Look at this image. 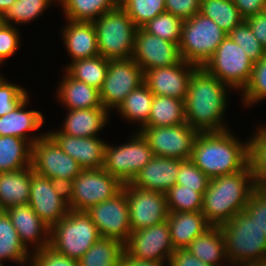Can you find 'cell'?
Wrapping results in <instances>:
<instances>
[{"instance_id": "6da1fadb", "label": "cell", "mask_w": 266, "mask_h": 266, "mask_svg": "<svg viewBox=\"0 0 266 266\" xmlns=\"http://www.w3.org/2000/svg\"><path fill=\"white\" fill-rule=\"evenodd\" d=\"M227 85L198 67L191 75L184 100L186 123L200 132L227 130L221 125Z\"/></svg>"}, {"instance_id": "7a4b0ae2", "label": "cell", "mask_w": 266, "mask_h": 266, "mask_svg": "<svg viewBox=\"0 0 266 266\" xmlns=\"http://www.w3.org/2000/svg\"><path fill=\"white\" fill-rule=\"evenodd\" d=\"M238 142L228 130L200 132L190 160L210 179L237 173L248 166V144Z\"/></svg>"}, {"instance_id": "3957f363", "label": "cell", "mask_w": 266, "mask_h": 266, "mask_svg": "<svg viewBox=\"0 0 266 266\" xmlns=\"http://www.w3.org/2000/svg\"><path fill=\"white\" fill-rule=\"evenodd\" d=\"M254 189L249 166L234 174L212 178L203 195L201 212L211 226H221L246 208Z\"/></svg>"}, {"instance_id": "277c9868", "label": "cell", "mask_w": 266, "mask_h": 266, "mask_svg": "<svg viewBox=\"0 0 266 266\" xmlns=\"http://www.w3.org/2000/svg\"><path fill=\"white\" fill-rule=\"evenodd\" d=\"M219 227L231 262L245 265L266 260V235L244 211Z\"/></svg>"}, {"instance_id": "5b68a950", "label": "cell", "mask_w": 266, "mask_h": 266, "mask_svg": "<svg viewBox=\"0 0 266 266\" xmlns=\"http://www.w3.org/2000/svg\"><path fill=\"white\" fill-rule=\"evenodd\" d=\"M92 23L100 56L108 60L132 58L137 27L121 6L104 13Z\"/></svg>"}, {"instance_id": "8992f818", "label": "cell", "mask_w": 266, "mask_h": 266, "mask_svg": "<svg viewBox=\"0 0 266 266\" xmlns=\"http://www.w3.org/2000/svg\"><path fill=\"white\" fill-rule=\"evenodd\" d=\"M49 246L57 253L79 260L101 236L86 212L72 211L50 228Z\"/></svg>"}, {"instance_id": "52a82bcc", "label": "cell", "mask_w": 266, "mask_h": 266, "mask_svg": "<svg viewBox=\"0 0 266 266\" xmlns=\"http://www.w3.org/2000/svg\"><path fill=\"white\" fill-rule=\"evenodd\" d=\"M227 35L213 20L197 13L183 22L179 42L182 60L203 67Z\"/></svg>"}, {"instance_id": "ba28073f", "label": "cell", "mask_w": 266, "mask_h": 266, "mask_svg": "<svg viewBox=\"0 0 266 266\" xmlns=\"http://www.w3.org/2000/svg\"><path fill=\"white\" fill-rule=\"evenodd\" d=\"M124 184L116 177L100 169H83L67 186L69 208L86 212L92 206L115 197Z\"/></svg>"}, {"instance_id": "9c48e42d", "label": "cell", "mask_w": 266, "mask_h": 266, "mask_svg": "<svg viewBox=\"0 0 266 266\" xmlns=\"http://www.w3.org/2000/svg\"><path fill=\"white\" fill-rule=\"evenodd\" d=\"M40 136L32 144L33 171L67 187L83 169L48 133Z\"/></svg>"}, {"instance_id": "30bf717a", "label": "cell", "mask_w": 266, "mask_h": 266, "mask_svg": "<svg viewBox=\"0 0 266 266\" xmlns=\"http://www.w3.org/2000/svg\"><path fill=\"white\" fill-rule=\"evenodd\" d=\"M253 64L242 47L227 35L203 68L224 84L244 91L250 80Z\"/></svg>"}, {"instance_id": "8fae6325", "label": "cell", "mask_w": 266, "mask_h": 266, "mask_svg": "<svg viewBox=\"0 0 266 266\" xmlns=\"http://www.w3.org/2000/svg\"><path fill=\"white\" fill-rule=\"evenodd\" d=\"M154 157L148 141L140 132L130 143L113 148L105 144L104 170L123 184L130 183Z\"/></svg>"}, {"instance_id": "7c38bea8", "label": "cell", "mask_w": 266, "mask_h": 266, "mask_svg": "<svg viewBox=\"0 0 266 266\" xmlns=\"http://www.w3.org/2000/svg\"><path fill=\"white\" fill-rule=\"evenodd\" d=\"M28 205L51 228L70 211L67 187L39 175L32 168Z\"/></svg>"}, {"instance_id": "4fadbf2b", "label": "cell", "mask_w": 266, "mask_h": 266, "mask_svg": "<svg viewBox=\"0 0 266 266\" xmlns=\"http://www.w3.org/2000/svg\"><path fill=\"white\" fill-rule=\"evenodd\" d=\"M144 83V71L132 58L109 60L102 87L99 89L103 107L118 108L125 97Z\"/></svg>"}, {"instance_id": "5bb4252c", "label": "cell", "mask_w": 266, "mask_h": 266, "mask_svg": "<svg viewBox=\"0 0 266 266\" xmlns=\"http://www.w3.org/2000/svg\"><path fill=\"white\" fill-rule=\"evenodd\" d=\"M139 132L148 141L154 156L189 160L198 132L187 123L175 126L142 127Z\"/></svg>"}, {"instance_id": "9a60e30c", "label": "cell", "mask_w": 266, "mask_h": 266, "mask_svg": "<svg viewBox=\"0 0 266 266\" xmlns=\"http://www.w3.org/2000/svg\"><path fill=\"white\" fill-rule=\"evenodd\" d=\"M123 190L126 192L132 232L167 220L169 210L165 193L139 188L131 182L124 184Z\"/></svg>"}, {"instance_id": "2e32d148", "label": "cell", "mask_w": 266, "mask_h": 266, "mask_svg": "<svg viewBox=\"0 0 266 266\" xmlns=\"http://www.w3.org/2000/svg\"><path fill=\"white\" fill-rule=\"evenodd\" d=\"M86 213L91 217L103 238H114L124 244L132 232L126 192L92 206Z\"/></svg>"}, {"instance_id": "e0dca14e", "label": "cell", "mask_w": 266, "mask_h": 266, "mask_svg": "<svg viewBox=\"0 0 266 266\" xmlns=\"http://www.w3.org/2000/svg\"><path fill=\"white\" fill-rule=\"evenodd\" d=\"M125 251L136 259L163 262L169 260L175 248L167 220L158 225L131 232Z\"/></svg>"}, {"instance_id": "ac0fdd59", "label": "cell", "mask_w": 266, "mask_h": 266, "mask_svg": "<svg viewBox=\"0 0 266 266\" xmlns=\"http://www.w3.org/2000/svg\"><path fill=\"white\" fill-rule=\"evenodd\" d=\"M132 59L143 71L168 67L182 61L179 45L137 28Z\"/></svg>"}, {"instance_id": "d6986e66", "label": "cell", "mask_w": 266, "mask_h": 266, "mask_svg": "<svg viewBox=\"0 0 266 266\" xmlns=\"http://www.w3.org/2000/svg\"><path fill=\"white\" fill-rule=\"evenodd\" d=\"M197 68L198 66L182 60L168 67L146 70L144 84L154 95L185 100L191 75Z\"/></svg>"}, {"instance_id": "ffe728a7", "label": "cell", "mask_w": 266, "mask_h": 266, "mask_svg": "<svg viewBox=\"0 0 266 266\" xmlns=\"http://www.w3.org/2000/svg\"><path fill=\"white\" fill-rule=\"evenodd\" d=\"M59 147L82 169H100L104 167L105 142L95 137H73L61 131L48 133Z\"/></svg>"}, {"instance_id": "44dd1931", "label": "cell", "mask_w": 266, "mask_h": 266, "mask_svg": "<svg viewBox=\"0 0 266 266\" xmlns=\"http://www.w3.org/2000/svg\"><path fill=\"white\" fill-rule=\"evenodd\" d=\"M182 162L180 159L154 156L131 183L139 188L166 193L176 185Z\"/></svg>"}, {"instance_id": "7402d4cb", "label": "cell", "mask_w": 266, "mask_h": 266, "mask_svg": "<svg viewBox=\"0 0 266 266\" xmlns=\"http://www.w3.org/2000/svg\"><path fill=\"white\" fill-rule=\"evenodd\" d=\"M9 215L12 225L17 230L19 234L20 241L27 248L26 242H37L40 241L37 245L38 250L49 247L50 244V228L49 226L32 210V208L27 205H19L9 207L5 210ZM46 233L45 238H39L41 236V232ZM48 232V233H47ZM48 234V235H47ZM47 235V236H46Z\"/></svg>"}, {"instance_id": "603a6c76", "label": "cell", "mask_w": 266, "mask_h": 266, "mask_svg": "<svg viewBox=\"0 0 266 266\" xmlns=\"http://www.w3.org/2000/svg\"><path fill=\"white\" fill-rule=\"evenodd\" d=\"M167 222L175 249H185L195 237L211 227L201 211L169 212Z\"/></svg>"}, {"instance_id": "cb8c5ba5", "label": "cell", "mask_w": 266, "mask_h": 266, "mask_svg": "<svg viewBox=\"0 0 266 266\" xmlns=\"http://www.w3.org/2000/svg\"><path fill=\"white\" fill-rule=\"evenodd\" d=\"M64 29V42L73 61L99 55L98 40L92 22L71 21Z\"/></svg>"}, {"instance_id": "d4e9b609", "label": "cell", "mask_w": 266, "mask_h": 266, "mask_svg": "<svg viewBox=\"0 0 266 266\" xmlns=\"http://www.w3.org/2000/svg\"><path fill=\"white\" fill-rule=\"evenodd\" d=\"M32 166L0 172V210L29 204Z\"/></svg>"}, {"instance_id": "484cf974", "label": "cell", "mask_w": 266, "mask_h": 266, "mask_svg": "<svg viewBox=\"0 0 266 266\" xmlns=\"http://www.w3.org/2000/svg\"><path fill=\"white\" fill-rule=\"evenodd\" d=\"M64 123L63 134L73 137H95L107 121L108 110L99 108L71 109Z\"/></svg>"}, {"instance_id": "4316f807", "label": "cell", "mask_w": 266, "mask_h": 266, "mask_svg": "<svg viewBox=\"0 0 266 266\" xmlns=\"http://www.w3.org/2000/svg\"><path fill=\"white\" fill-rule=\"evenodd\" d=\"M59 87V97L71 109L99 108L102 105L100 91L96 87L65 75Z\"/></svg>"}, {"instance_id": "83f0119b", "label": "cell", "mask_w": 266, "mask_h": 266, "mask_svg": "<svg viewBox=\"0 0 266 266\" xmlns=\"http://www.w3.org/2000/svg\"><path fill=\"white\" fill-rule=\"evenodd\" d=\"M39 138H32L26 144L27 141L20 137L0 136V172L17 171L31 166L32 144Z\"/></svg>"}, {"instance_id": "f1b7e54d", "label": "cell", "mask_w": 266, "mask_h": 266, "mask_svg": "<svg viewBox=\"0 0 266 266\" xmlns=\"http://www.w3.org/2000/svg\"><path fill=\"white\" fill-rule=\"evenodd\" d=\"M190 254L211 266H218V262L225 254V241L219 226H211L198 235L185 248Z\"/></svg>"}, {"instance_id": "f546056e", "label": "cell", "mask_w": 266, "mask_h": 266, "mask_svg": "<svg viewBox=\"0 0 266 266\" xmlns=\"http://www.w3.org/2000/svg\"><path fill=\"white\" fill-rule=\"evenodd\" d=\"M26 98L18 107L0 117V136H15L26 139L25 132L35 131L43 124V116L38 111H24Z\"/></svg>"}, {"instance_id": "4dcf8cb0", "label": "cell", "mask_w": 266, "mask_h": 266, "mask_svg": "<svg viewBox=\"0 0 266 266\" xmlns=\"http://www.w3.org/2000/svg\"><path fill=\"white\" fill-rule=\"evenodd\" d=\"M183 123H186L184 100L154 95L149 119L142 127H165Z\"/></svg>"}, {"instance_id": "1f68e13d", "label": "cell", "mask_w": 266, "mask_h": 266, "mask_svg": "<svg viewBox=\"0 0 266 266\" xmlns=\"http://www.w3.org/2000/svg\"><path fill=\"white\" fill-rule=\"evenodd\" d=\"M124 251L120 240L101 237L78 260V266H118Z\"/></svg>"}, {"instance_id": "d6a6232c", "label": "cell", "mask_w": 266, "mask_h": 266, "mask_svg": "<svg viewBox=\"0 0 266 266\" xmlns=\"http://www.w3.org/2000/svg\"><path fill=\"white\" fill-rule=\"evenodd\" d=\"M200 13L213 20L227 34L245 20L233 0H201Z\"/></svg>"}, {"instance_id": "836d02e7", "label": "cell", "mask_w": 266, "mask_h": 266, "mask_svg": "<svg viewBox=\"0 0 266 266\" xmlns=\"http://www.w3.org/2000/svg\"><path fill=\"white\" fill-rule=\"evenodd\" d=\"M109 60L97 55L79 59L67 66V73L74 79L100 89L105 80Z\"/></svg>"}, {"instance_id": "e575fe53", "label": "cell", "mask_w": 266, "mask_h": 266, "mask_svg": "<svg viewBox=\"0 0 266 266\" xmlns=\"http://www.w3.org/2000/svg\"><path fill=\"white\" fill-rule=\"evenodd\" d=\"M71 21L92 22L117 7L115 0H59Z\"/></svg>"}, {"instance_id": "d590c367", "label": "cell", "mask_w": 266, "mask_h": 266, "mask_svg": "<svg viewBox=\"0 0 266 266\" xmlns=\"http://www.w3.org/2000/svg\"><path fill=\"white\" fill-rule=\"evenodd\" d=\"M27 256H29L27 248L20 241L9 215L5 210H0V258L24 263Z\"/></svg>"}, {"instance_id": "8d00e7d4", "label": "cell", "mask_w": 266, "mask_h": 266, "mask_svg": "<svg viewBox=\"0 0 266 266\" xmlns=\"http://www.w3.org/2000/svg\"><path fill=\"white\" fill-rule=\"evenodd\" d=\"M154 94L143 83L132 90L117 108L127 119L138 120L143 126L149 119Z\"/></svg>"}, {"instance_id": "74e56055", "label": "cell", "mask_w": 266, "mask_h": 266, "mask_svg": "<svg viewBox=\"0 0 266 266\" xmlns=\"http://www.w3.org/2000/svg\"><path fill=\"white\" fill-rule=\"evenodd\" d=\"M248 166L256 189L266 190V128L248 143Z\"/></svg>"}, {"instance_id": "f35d334b", "label": "cell", "mask_w": 266, "mask_h": 266, "mask_svg": "<svg viewBox=\"0 0 266 266\" xmlns=\"http://www.w3.org/2000/svg\"><path fill=\"white\" fill-rule=\"evenodd\" d=\"M183 22L177 16L165 11L150 20L142 28L152 35L179 45Z\"/></svg>"}, {"instance_id": "ab89813d", "label": "cell", "mask_w": 266, "mask_h": 266, "mask_svg": "<svg viewBox=\"0 0 266 266\" xmlns=\"http://www.w3.org/2000/svg\"><path fill=\"white\" fill-rule=\"evenodd\" d=\"M165 194L169 212H198L202 210L203 196L193 189L176 184Z\"/></svg>"}, {"instance_id": "60d3db41", "label": "cell", "mask_w": 266, "mask_h": 266, "mask_svg": "<svg viewBox=\"0 0 266 266\" xmlns=\"http://www.w3.org/2000/svg\"><path fill=\"white\" fill-rule=\"evenodd\" d=\"M137 28L165 12V0H127L121 6Z\"/></svg>"}, {"instance_id": "b9f144b4", "label": "cell", "mask_w": 266, "mask_h": 266, "mask_svg": "<svg viewBox=\"0 0 266 266\" xmlns=\"http://www.w3.org/2000/svg\"><path fill=\"white\" fill-rule=\"evenodd\" d=\"M51 1L53 0H17L2 16V22L5 24H10V20H15L16 24L30 22L43 13Z\"/></svg>"}, {"instance_id": "7bdbcfd3", "label": "cell", "mask_w": 266, "mask_h": 266, "mask_svg": "<svg viewBox=\"0 0 266 266\" xmlns=\"http://www.w3.org/2000/svg\"><path fill=\"white\" fill-rule=\"evenodd\" d=\"M228 36L245 51L246 55L254 62H258L266 53V50L260 44L259 40L253 35V32L246 20L238 24Z\"/></svg>"}, {"instance_id": "ee69618b", "label": "cell", "mask_w": 266, "mask_h": 266, "mask_svg": "<svg viewBox=\"0 0 266 266\" xmlns=\"http://www.w3.org/2000/svg\"><path fill=\"white\" fill-rule=\"evenodd\" d=\"M210 178L204 174L190 159L180 164L179 174L176 179L177 185L193 189L202 196L207 190Z\"/></svg>"}, {"instance_id": "f6af8a7d", "label": "cell", "mask_w": 266, "mask_h": 266, "mask_svg": "<svg viewBox=\"0 0 266 266\" xmlns=\"http://www.w3.org/2000/svg\"><path fill=\"white\" fill-rule=\"evenodd\" d=\"M244 90L243 99L248 104H253L266 97V53L253 64L250 80Z\"/></svg>"}, {"instance_id": "bcb514c9", "label": "cell", "mask_w": 266, "mask_h": 266, "mask_svg": "<svg viewBox=\"0 0 266 266\" xmlns=\"http://www.w3.org/2000/svg\"><path fill=\"white\" fill-rule=\"evenodd\" d=\"M26 98L28 96L24 89L5 82L0 76V117L13 111Z\"/></svg>"}, {"instance_id": "7dc6e473", "label": "cell", "mask_w": 266, "mask_h": 266, "mask_svg": "<svg viewBox=\"0 0 266 266\" xmlns=\"http://www.w3.org/2000/svg\"><path fill=\"white\" fill-rule=\"evenodd\" d=\"M266 235V190L254 189L243 210Z\"/></svg>"}, {"instance_id": "c3c4849f", "label": "cell", "mask_w": 266, "mask_h": 266, "mask_svg": "<svg viewBox=\"0 0 266 266\" xmlns=\"http://www.w3.org/2000/svg\"><path fill=\"white\" fill-rule=\"evenodd\" d=\"M31 266H78V260L61 255L50 246L36 251Z\"/></svg>"}, {"instance_id": "681fc988", "label": "cell", "mask_w": 266, "mask_h": 266, "mask_svg": "<svg viewBox=\"0 0 266 266\" xmlns=\"http://www.w3.org/2000/svg\"><path fill=\"white\" fill-rule=\"evenodd\" d=\"M201 0H165V10L181 20H189L200 12Z\"/></svg>"}, {"instance_id": "f907efd6", "label": "cell", "mask_w": 266, "mask_h": 266, "mask_svg": "<svg viewBox=\"0 0 266 266\" xmlns=\"http://www.w3.org/2000/svg\"><path fill=\"white\" fill-rule=\"evenodd\" d=\"M17 29L11 24L0 23V63L14 54L19 45Z\"/></svg>"}, {"instance_id": "816d5d0a", "label": "cell", "mask_w": 266, "mask_h": 266, "mask_svg": "<svg viewBox=\"0 0 266 266\" xmlns=\"http://www.w3.org/2000/svg\"><path fill=\"white\" fill-rule=\"evenodd\" d=\"M233 2L244 19L263 13L266 9V0H233Z\"/></svg>"}, {"instance_id": "f5cc1de1", "label": "cell", "mask_w": 266, "mask_h": 266, "mask_svg": "<svg viewBox=\"0 0 266 266\" xmlns=\"http://www.w3.org/2000/svg\"><path fill=\"white\" fill-rule=\"evenodd\" d=\"M168 264L169 266H211L190 254L186 249H175Z\"/></svg>"}, {"instance_id": "db71d44e", "label": "cell", "mask_w": 266, "mask_h": 266, "mask_svg": "<svg viewBox=\"0 0 266 266\" xmlns=\"http://www.w3.org/2000/svg\"><path fill=\"white\" fill-rule=\"evenodd\" d=\"M250 26L253 35L259 40L266 50V13H260L245 19Z\"/></svg>"}, {"instance_id": "11a10c76", "label": "cell", "mask_w": 266, "mask_h": 266, "mask_svg": "<svg viewBox=\"0 0 266 266\" xmlns=\"http://www.w3.org/2000/svg\"><path fill=\"white\" fill-rule=\"evenodd\" d=\"M165 262L136 259L124 251L118 266H163Z\"/></svg>"}, {"instance_id": "9f6ffc18", "label": "cell", "mask_w": 266, "mask_h": 266, "mask_svg": "<svg viewBox=\"0 0 266 266\" xmlns=\"http://www.w3.org/2000/svg\"><path fill=\"white\" fill-rule=\"evenodd\" d=\"M16 1L17 0H0V16L2 17Z\"/></svg>"}, {"instance_id": "6f0895ef", "label": "cell", "mask_w": 266, "mask_h": 266, "mask_svg": "<svg viewBox=\"0 0 266 266\" xmlns=\"http://www.w3.org/2000/svg\"><path fill=\"white\" fill-rule=\"evenodd\" d=\"M244 266H266V260L252 262V263H249V264H245Z\"/></svg>"}, {"instance_id": "680465c9", "label": "cell", "mask_w": 266, "mask_h": 266, "mask_svg": "<svg viewBox=\"0 0 266 266\" xmlns=\"http://www.w3.org/2000/svg\"><path fill=\"white\" fill-rule=\"evenodd\" d=\"M127 0H115L117 6H122Z\"/></svg>"}]
</instances>
